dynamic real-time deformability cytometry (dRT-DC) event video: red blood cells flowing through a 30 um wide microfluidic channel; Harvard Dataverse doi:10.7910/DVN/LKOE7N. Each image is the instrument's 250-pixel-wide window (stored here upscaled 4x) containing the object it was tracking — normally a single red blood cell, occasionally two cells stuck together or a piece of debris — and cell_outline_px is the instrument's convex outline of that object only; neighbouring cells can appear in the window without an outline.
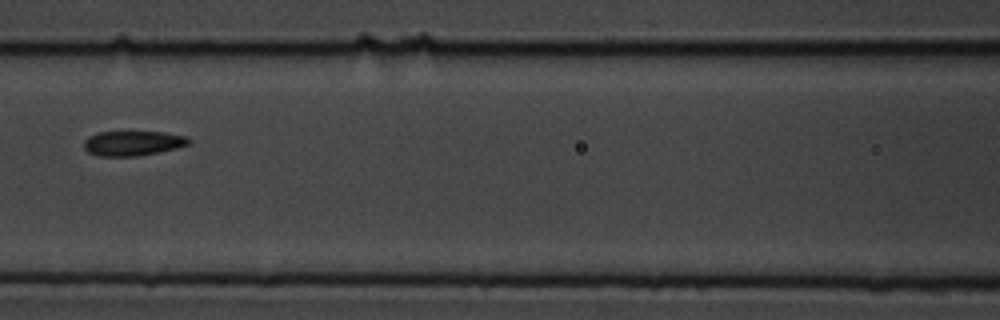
{"species": "common noctule bat (a hibernating species)", "species_latin": "Nyctalus noctula", "temperature_condition": "cold", "stored_images_in_passage": 14, "camera_frame_rate_fps": 3000, "um_per_image_px": 0.085, "animal": {"sex": "male", "body_mass_g": 19.5, "forearm_length_mm": 54.6}, "frame": {"image": 1, "passage_image": 5, "time_ms": 5.667, "image_size_px": [1000, 320], "cell_outline_px": [[192, 144], [176, 148], [136, 156], [100, 156], [88, 152], [84, 148], [84, 140], [88, 136], [100, 132], [160, 132], [184, 136], [192, 140]], "centroid_in_image_um": [11.28, 12.17], "position_along_channel_um": 155.3, "area_um2": 15.03}}
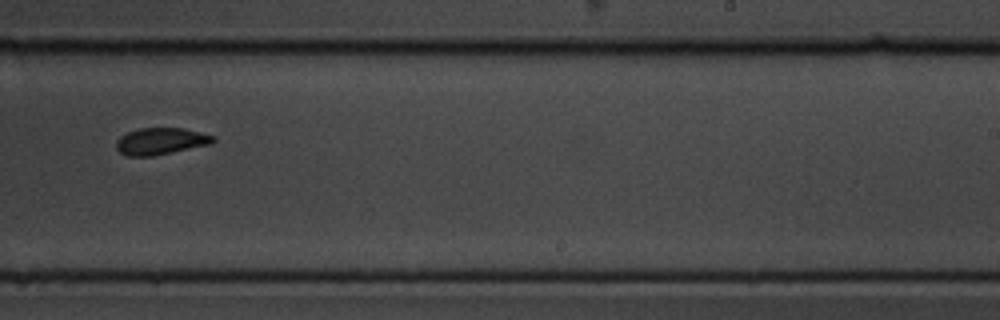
{"frame": {"image": 2, "passage_image": 8, "time_ms": 9.0, "image_size_px": [1000, 320], "cell_outline_px": [[216, 140], [212, 144], [152, 156], [128, 156], [120, 152], [116, 148], [116, 140], [120, 136], [128, 132], [140, 128], [184, 128], [216, 136]], "centroid_in_image_um": [13.69, 12.0], "position_along_channel_um": 275.3, "area_um2": 15.2}}
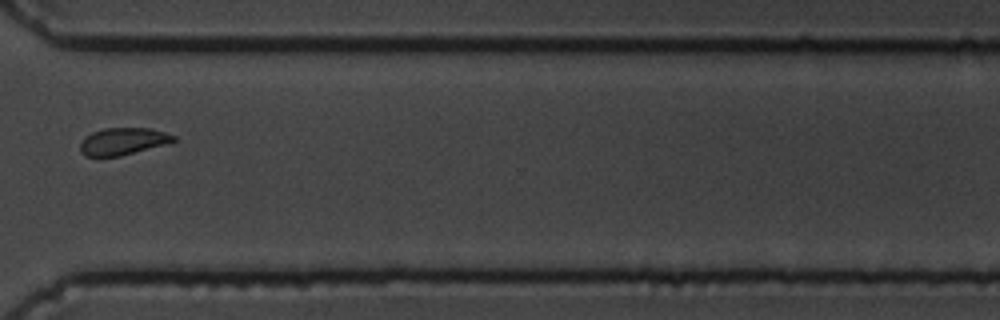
{"frame": {"image": 3, "passage_image": 10, "time_ms": 11.333, "image_size_px": [1000, 320], "cell_outline_px": [[176, 140], [172, 144], [120, 156], [84, 156], [80, 152], [80, 144], [84, 136], [92, 132], [104, 128], [152, 128], [176, 136]], "centroid_in_image_um": [10.5, 12.02], "position_along_channel_um": 360.1, "area_um2": 15.14}, "authors_computed_cell_mechanics": {"area_um2": 15.5771, "velocity_mm_per_s": 3.6016, "shape_relaxation_time_tau1_ms": 2.3939, "shape_relaxation_time_tau2_ms": 1.1517, "deformation_change_tau1": 0.1189, "deformation_change_tau2": 0.0525}}